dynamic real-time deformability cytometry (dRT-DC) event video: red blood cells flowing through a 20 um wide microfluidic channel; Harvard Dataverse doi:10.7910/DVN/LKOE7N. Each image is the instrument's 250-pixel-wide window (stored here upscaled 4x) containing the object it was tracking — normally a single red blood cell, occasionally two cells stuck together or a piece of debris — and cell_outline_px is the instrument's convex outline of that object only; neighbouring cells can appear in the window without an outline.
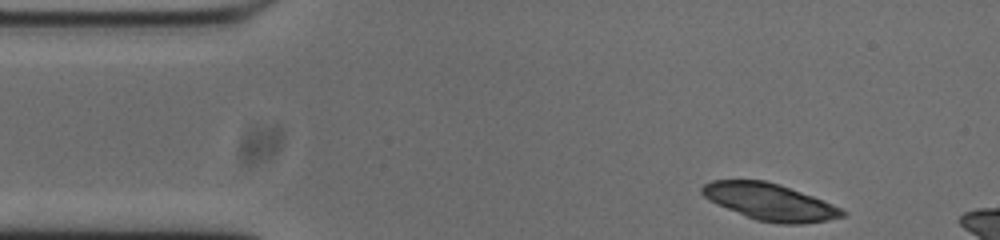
{"species": "common noctule bat (a hibernating species)", "species_latin": "Nyctalus noctula", "temperature_condition": "cold", "stored_images_in_passage": 7, "camera_frame_rate_fps": 3000, "um_per_image_px": 0.085, "animal": {"sex": "male", "body_mass_g": 20.0, "forearm_length_mm": 53.3}, "frame": {"image": 1, "passage_image": 1, "time_ms": 0.0, "image_size_px": [1000, 240], "cell_outline_px": [[848, 212], [844, 216], [828, 220], [800, 224], [780, 224], [756, 220], [716, 204], [708, 200], [700, 192], [700, 188], [704, 184], [712, 180], [764, 180], [780, 184], [812, 196], [832, 204]], "centroid_in_image_um": [65.41, 17.16], "position_along_channel_um": 19.6, "area_um2": 30.0}}